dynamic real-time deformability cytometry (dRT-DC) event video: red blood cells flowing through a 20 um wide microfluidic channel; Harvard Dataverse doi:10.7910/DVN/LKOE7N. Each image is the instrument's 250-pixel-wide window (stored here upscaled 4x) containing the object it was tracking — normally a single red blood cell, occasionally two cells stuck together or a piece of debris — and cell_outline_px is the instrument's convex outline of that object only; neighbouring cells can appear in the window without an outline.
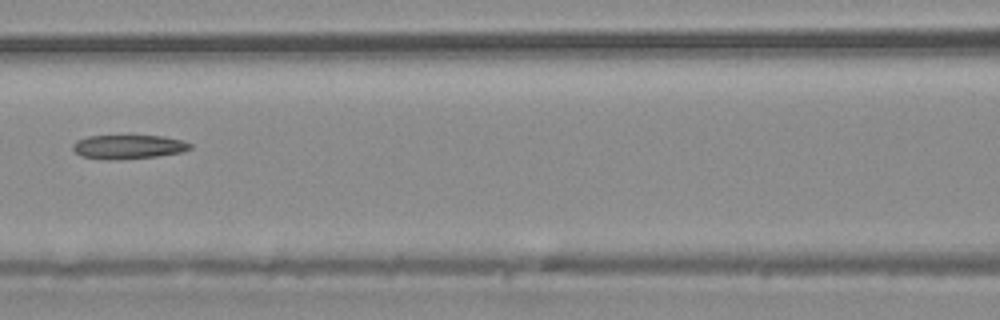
{"species": "common noctule bat (a hibernating species)", "species_latin": "Nyctalus noctula", "temperature_condition": "warm", "stored_images_in_passage": 7, "segment_of_instrument_passage": [1, 2], "camera_frame_rate_fps": 3000, "um_per_image_px": 0.085, "animal": {"sex": "male", "body_mass_g": 20.4}, "frame": {"image": 1, "passage_image": 6, "time_ms": 5.667, "image_size_px": [1000, 320], "cell_outline_px": [[192, 148], [180, 152], [156, 156], [112, 160], [104, 160], [80, 156], [72, 148], [72, 144], [76, 140], [88, 136], [160, 136], [180, 140], [192, 144]], "centroid_in_image_um": [10.85, 12.49], "position_along_channel_um": 155.8, "area_um2": 16.3}}